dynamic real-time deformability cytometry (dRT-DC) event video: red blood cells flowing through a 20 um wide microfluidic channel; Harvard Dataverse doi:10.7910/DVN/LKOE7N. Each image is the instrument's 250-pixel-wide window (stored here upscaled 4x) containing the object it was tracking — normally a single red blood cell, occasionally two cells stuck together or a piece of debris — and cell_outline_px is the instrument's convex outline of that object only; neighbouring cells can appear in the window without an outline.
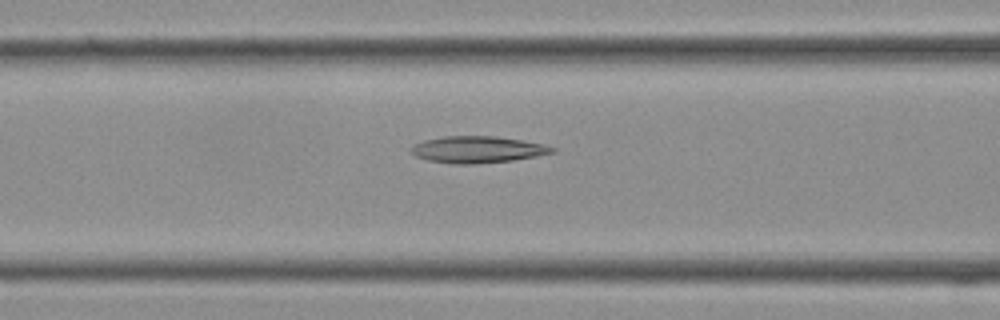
{"species": "Egyptian fruit bat (a non-hibernating species)", "species_latin": "Rousettus aegyptiacus", "temperature_condition": "cold", "stored_images_in_passage": 32, "camera_frame_rate_fps": 3000, "um_per_image_px": 0.085, "frame": {"image": 1, "passage_image": 14, "time_ms": 4.333, "image_size_px": [1000, 320], "cell_outline_px": [[556, 152], [536, 156], [512, 160], [476, 164], [452, 164], [428, 160], [416, 156], [408, 148], [424, 140], [444, 136], [492, 136], [524, 140], [556, 148]], "centroid_in_image_um": [40.58, 12.71], "position_along_channel_um": 126.0, "area_um2": 21.85}}
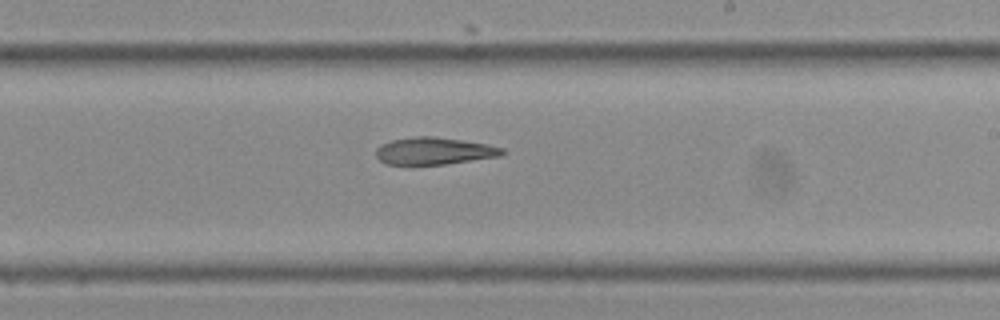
{"frame": {"image": 2, "passage_image": 21, "time_ms": 6.667, "image_size_px": [1000, 320], "cell_outline_px": [[508, 152], [500, 156], [444, 164], [384, 164], [376, 156], [376, 148], [380, 144], [392, 140], [416, 136], [432, 136], [488, 144], [504, 148]], "centroid_in_image_um": [36.91, 12.83], "position_along_channel_um": 252.1, "area_um2": 19.94}}
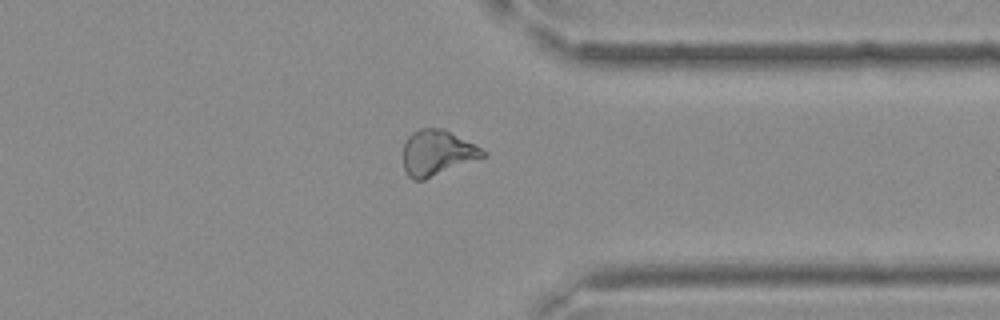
{"frame": {"image": 3, "passage_image": 28, "time_ms": 9.0, "image_size_px": [1000, 320], "cell_outline_px": [[488, 156], [424, 180], [412, 180], [408, 176], [404, 168], [404, 144], [408, 136], [412, 132], [420, 128], [444, 128], [476, 144], [488, 152]], "centroid_in_image_um": [37.21, 12.98], "position_along_channel_um": 374.2, "area_um2": 21.5}}